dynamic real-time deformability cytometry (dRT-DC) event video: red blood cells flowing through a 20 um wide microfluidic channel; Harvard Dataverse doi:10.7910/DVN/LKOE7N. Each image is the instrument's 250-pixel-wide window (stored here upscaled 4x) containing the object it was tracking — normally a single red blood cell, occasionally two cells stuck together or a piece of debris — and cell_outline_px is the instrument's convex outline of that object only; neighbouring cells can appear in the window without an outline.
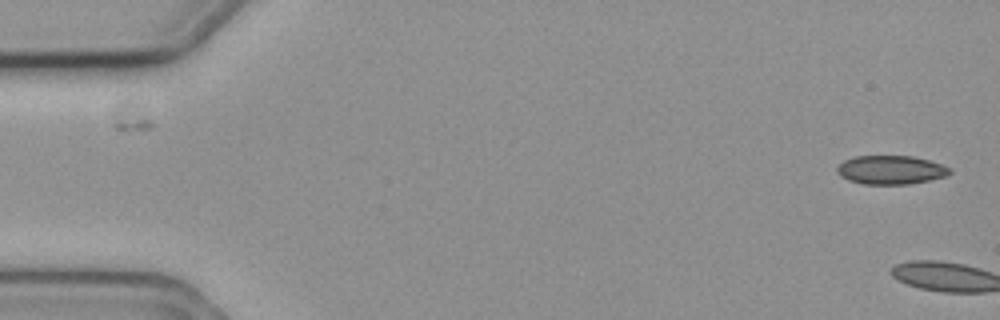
{"species": "common noctule bat (a hibernating species)", "species_latin": "Nyctalus noctula", "temperature_condition": "cold", "stored_images_in_passage": 3, "camera_frame_rate_fps": 3000, "um_per_image_px": 0.085, "animal": {"sex": "female", "body_mass_g": 19.3, "forearm_length_mm": 54.1}, "frame": {"image": 1, "passage_image": 1, "time_ms": 0.0, "image_size_px": [1000, 320], "cell_outline_px": [[952, 172], [948, 176], [908, 184], [864, 184], [848, 180], [840, 176], [836, 172], [836, 168], [844, 160], [856, 156], [912, 156], [928, 160], [952, 168]], "centroid_in_image_um": [75.72, 14.44], "position_along_channel_um": 9.3, "area_um2": 18.9}}